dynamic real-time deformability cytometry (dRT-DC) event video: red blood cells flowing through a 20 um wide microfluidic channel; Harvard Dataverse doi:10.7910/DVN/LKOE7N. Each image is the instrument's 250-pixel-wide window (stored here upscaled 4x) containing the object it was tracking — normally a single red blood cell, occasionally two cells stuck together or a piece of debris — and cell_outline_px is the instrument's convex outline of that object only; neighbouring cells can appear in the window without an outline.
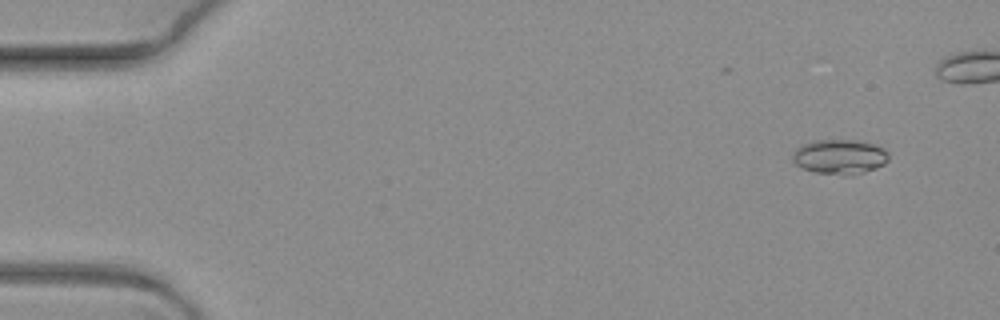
{"species": "common noctule bat (a hibernating species)", "species_latin": "Nyctalus noctula", "temperature_condition": "warm", "stored_images_in_passage": 6, "camera_frame_rate_fps": 3000, "um_per_image_px": 0.085, "animal": {"sex": "female", "body_mass_g": 19.3, "forearm_length_mm": 54.1}, "frame": {"image": 1, "passage_image": 1, "time_ms": 0.0, "image_size_px": [1000, 320], "cell_outline_px": [[888, 160], [884, 164], [876, 168], [852, 176], [816, 172], [804, 168], [796, 164], [792, 160], [792, 156], [796, 148], [804, 144], [816, 140], [856, 140], [872, 144], [884, 148], [888, 152]], "centroid_in_image_um": [71.39, 13.33], "position_along_channel_um": 13.6, "area_um2": 19.36}}